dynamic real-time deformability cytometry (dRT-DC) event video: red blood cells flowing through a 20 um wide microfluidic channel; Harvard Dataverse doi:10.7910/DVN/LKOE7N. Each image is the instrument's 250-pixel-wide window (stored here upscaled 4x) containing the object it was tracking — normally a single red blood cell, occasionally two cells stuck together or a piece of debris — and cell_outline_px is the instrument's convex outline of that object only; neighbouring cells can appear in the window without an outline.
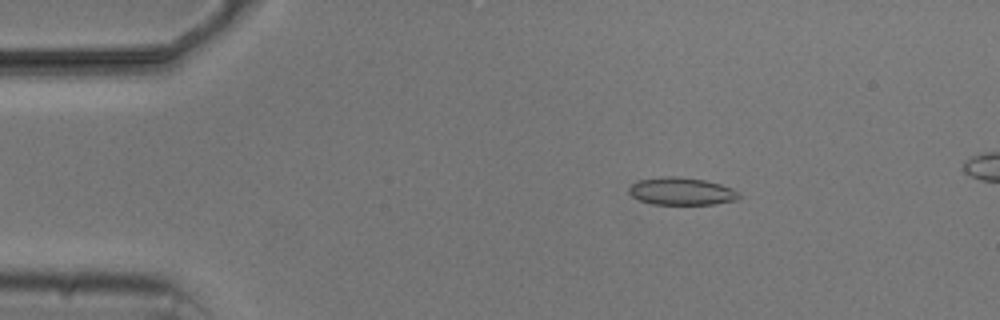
{"species": "common noctule bat (a hibernating species)", "species_latin": "Nyctalus noctula", "temperature_condition": "cold", "stored_images_in_passage": 9, "camera_frame_rate_fps": 3000, "um_per_image_px": 0.085, "animal": {"sex": "male", "body_mass_g": 20.5, "forearm_length_mm": 52.5}, "frame": {"image": 1, "passage_image": 3, "time_ms": 2.333, "image_size_px": [1000, 320], "cell_outline_px": [[740, 196], [736, 200], [712, 204], [652, 204], [640, 200], [632, 196], [628, 192], [628, 188], [632, 184], [640, 180], [660, 176], [676, 176], [704, 180], [720, 184], [732, 188], [740, 192]], "centroid_in_image_um": [57.92, 16.25], "position_along_channel_um": 27.1, "area_um2": 17.63}}
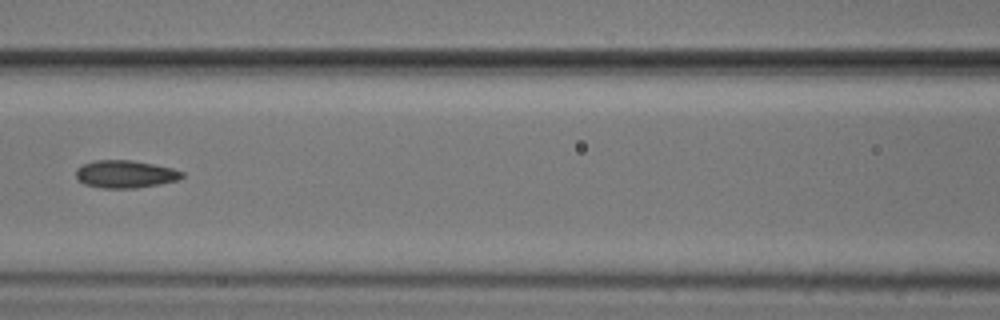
{"frame": {"image": 2, "passage_image": 7, "time_ms": 7.333, "image_size_px": [1000, 320], "cell_outline_px": [[184, 176], [176, 180], [160, 184], [136, 188], [104, 188], [84, 184], [76, 176], [76, 168], [80, 164], [92, 160], [132, 160], [172, 168], [184, 172]], "centroid_in_image_um": [10.62, 14.79], "position_along_channel_um": 156.0, "area_um2": 17.11}}
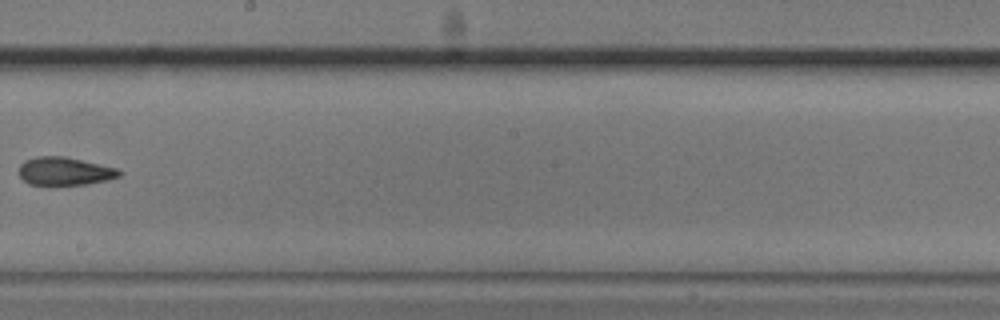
{"frame": {"image": 3, "passage_image": 9, "time_ms": 9.667, "image_size_px": [1000, 320], "cell_outline_px": [[124, 172], [120, 176], [88, 184], [28, 184], [20, 176], [20, 164], [24, 160], [36, 156], [64, 156], [116, 168]], "centroid_in_image_um": [5.49, 14.54], "position_along_channel_um": 242.7, "area_um2": 16.18}}